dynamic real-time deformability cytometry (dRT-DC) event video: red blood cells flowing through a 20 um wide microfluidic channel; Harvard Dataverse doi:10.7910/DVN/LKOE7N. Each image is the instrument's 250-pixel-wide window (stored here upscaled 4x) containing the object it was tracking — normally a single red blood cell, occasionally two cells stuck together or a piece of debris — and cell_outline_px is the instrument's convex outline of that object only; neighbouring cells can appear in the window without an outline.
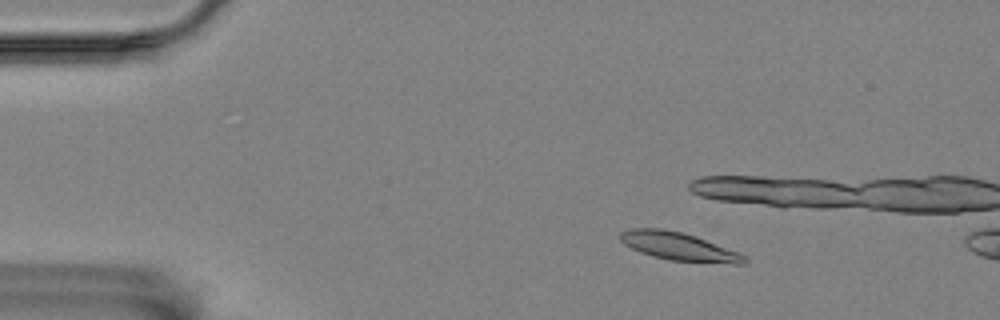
{"species": "Egyptian fruit bat (a non-hibernating species)", "species_latin": "Rousettus aegyptiacus", "temperature_condition": "room temperature", "stored_images_in_passage": 6, "camera_frame_rate_fps": 3000, "um_per_image_px": 0.085, "animal": {"sex": "female"}, "frame": {"image": 1, "passage_image": 3, "time_ms": 2.333, "image_size_px": [1000, 320], "cell_outline_px": [[748, 260], [744, 264], [732, 264], [668, 260], [652, 256], [640, 252], [624, 244], [620, 240], [620, 232], [632, 228], [664, 228], [696, 236], [740, 252]], "centroid_in_image_um": [57.72, 20.95], "position_along_channel_um": 27.3, "area_um2": 20.46}}